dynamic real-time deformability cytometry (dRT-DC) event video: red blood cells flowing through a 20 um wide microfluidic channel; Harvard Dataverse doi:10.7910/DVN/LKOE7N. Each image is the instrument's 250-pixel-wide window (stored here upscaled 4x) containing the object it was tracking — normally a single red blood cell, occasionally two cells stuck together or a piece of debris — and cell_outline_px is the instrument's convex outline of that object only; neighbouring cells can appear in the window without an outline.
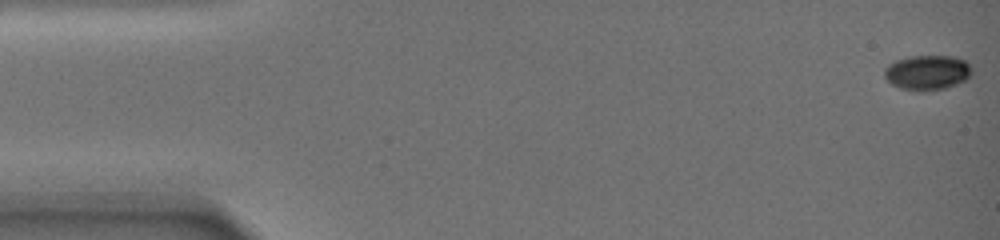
{"species": "common noctule bat (a hibernating species)", "species_latin": "Nyctalus noctula", "temperature_condition": "warm", "stored_images_in_passage": 35, "camera_frame_rate_fps": 3000, "um_per_image_px": 0.085, "animal": {"sex": "female", "body_mass_g": 19.0, "forearm_length_mm": 51.5}, "frame": {"image": 1, "passage_image": 1, "time_ms": 0.0, "image_size_px": [1000, 240], "cell_outline_px": [[972, 76], [956, 84], [944, 88], [900, 88], [892, 84], [884, 76], [884, 68], [888, 64], [896, 60], [912, 56], [952, 56], [964, 60], [972, 68]], "centroid_in_image_um": [78.83, 6.11], "position_along_channel_um": 6.2, "area_um2": 17.17}}
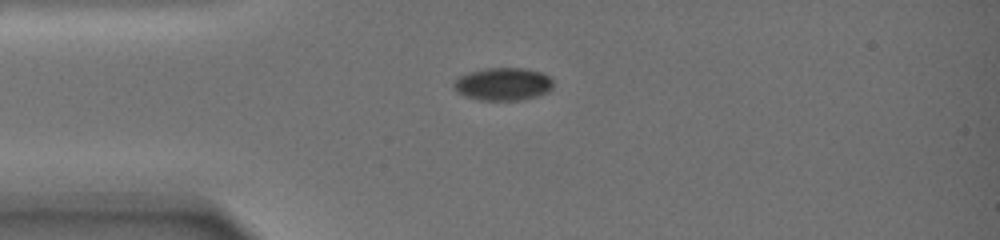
{"frame": {"image": 2, "passage_image": 23, "time_ms": 5.0, "image_size_px": [1000, 240], "cell_outline_px": [[552, 88], [548, 92], [524, 100], [476, 100], [464, 96], [456, 92], [452, 88], [452, 80], [468, 72], [484, 68], [524, 68], [540, 72], [548, 76], [552, 80]], "centroid_in_image_um": [42.69, 7.15], "position_along_channel_um": 42.3, "area_um2": 19.31}}
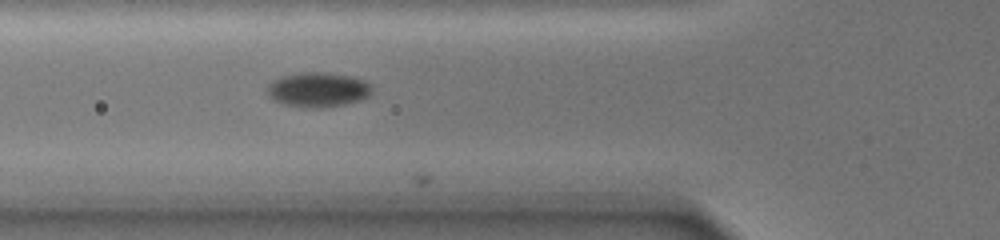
{"frame": {"image": 3, "passage_image": 33, "time_ms": 7.333, "image_size_px": [1000, 240], "cell_outline_px": [[372, 92], [368, 96], [360, 100], [344, 104], [320, 108], [300, 108], [284, 104], [272, 100], [268, 96], [268, 84], [272, 80], [280, 76], [300, 72], [324, 72], [352, 76], [364, 80], [372, 84]], "centroid_in_image_um": [27.01, 7.62], "position_along_channel_um": 98.8, "area_um2": 21.56}}